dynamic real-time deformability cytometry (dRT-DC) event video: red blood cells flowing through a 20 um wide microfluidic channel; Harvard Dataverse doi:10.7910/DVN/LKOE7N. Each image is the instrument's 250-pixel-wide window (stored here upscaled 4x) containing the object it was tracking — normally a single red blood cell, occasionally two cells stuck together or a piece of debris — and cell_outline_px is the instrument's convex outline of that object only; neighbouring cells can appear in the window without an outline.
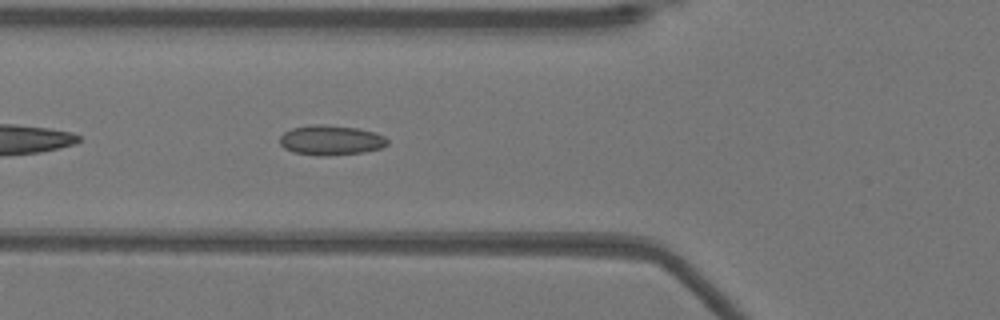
{"species": "Egyptian fruit bat (a non-hibernating species)", "species_latin": "Rousettus aegyptiacus", "temperature_condition": "warm", "stored_images_in_passage": 33, "camera_frame_rate_fps": 3000, "um_per_image_px": 0.085, "animal": {"sex": "female"}, "frame": {"image": 1, "passage_image": 5, "time_ms": 1.333, "image_size_px": [1000, 320], "cell_outline_px": [[388, 144], [380, 148], [364, 152], [324, 156], [320, 156], [292, 152], [284, 148], [280, 144], [280, 136], [284, 132], [292, 128], [316, 124], [320, 124], [356, 128], [376, 132], [384, 136], [388, 140]], "centroid_in_image_um": [28.12, 11.92], "position_along_channel_um": 97.7, "area_um2": 18.73}}
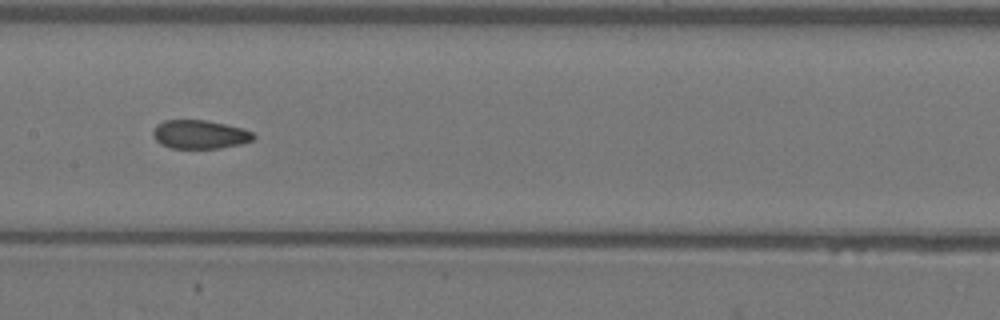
{"frame": {"image": 2, "passage_image": 12, "time_ms": 3.667, "image_size_px": [1000, 320], "cell_outline_px": [[256, 136], [252, 140], [240, 144], [220, 148], [172, 148], [160, 144], [152, 136], [152, 132], [156, 124], [164, 120], [204, 120], [244, 128], [252, 132]], "centroid_in_image_um": [16.96, 11.42], "position_along_channel_um": 190.4, "area_um2": 16.82}}
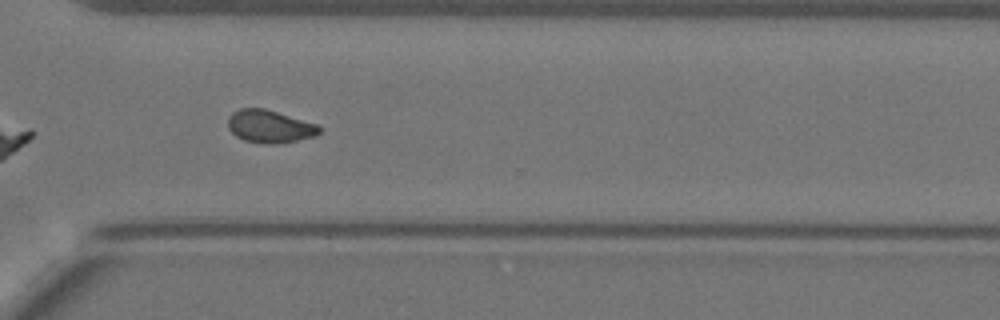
{"frame": {"image": 3, "passage_image": 24, "time_ms": 7.667, "image_size_px": [1000, 320], "cell_outline_px": [[324, 128], [316, 136], [276, 144], [268, 144], [244, 140], [236, 136], [228, 128], [228, 116], [232, 112], [240, 108], [264, 108], [320, 124]], "centroid_in_image_um": [22.96, 10.73], "position_along_channel_um": 347.6, "area_um2": 17.69}, "authors_computed_cell_mechanics": {"area_um2": 17.7446, "velocity_mm_per_s": 3.941, "shape_relaxation_time_tau1_ms": null, "shape_relaxation_time_tau2_ms": 1.7097, "deformation_change_tau1": null, "deformation_change_tau2": 0.0574}}